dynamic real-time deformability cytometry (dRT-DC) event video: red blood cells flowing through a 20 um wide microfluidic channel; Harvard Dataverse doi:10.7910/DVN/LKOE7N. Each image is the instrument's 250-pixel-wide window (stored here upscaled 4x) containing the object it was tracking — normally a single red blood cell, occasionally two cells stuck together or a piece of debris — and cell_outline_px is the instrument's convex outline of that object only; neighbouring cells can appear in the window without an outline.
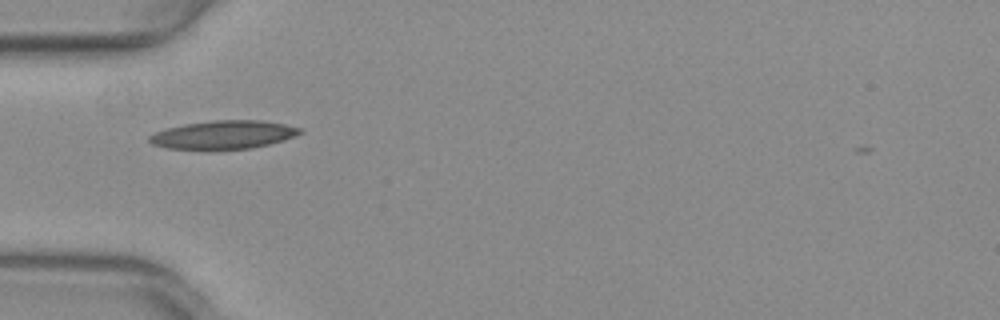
{"species": "common noctule bat (a hibernating species)", "species_latin": "Nyctalus noctula", "temperature_condition": "warm", "stored_images_in_passage": 26, "camera_frame_rate_fps": 3000, "um_per_image_px": 0.085, "animal": {"sex": "female", "body_mass_g": 29.2, "forearm_length_mm": 56.3}, "frame": {"image": 1, "passage_image": 5, "time_ms": 1.333, "image_size_px": [1000, 320], "cell_outline_px": [[304, 132], [284, 140], [252, 148], [168, 148], [152, 144], [148, 140], [148, 136], [156, 132], [168, 128], [184, 124], [212, 120], [260, 120], [284, 124], [304, 128]], "centroid_in_image_um": [19.05, 11.43], "position_along_channel_um": 66.0, "area_um2": 24.51}}
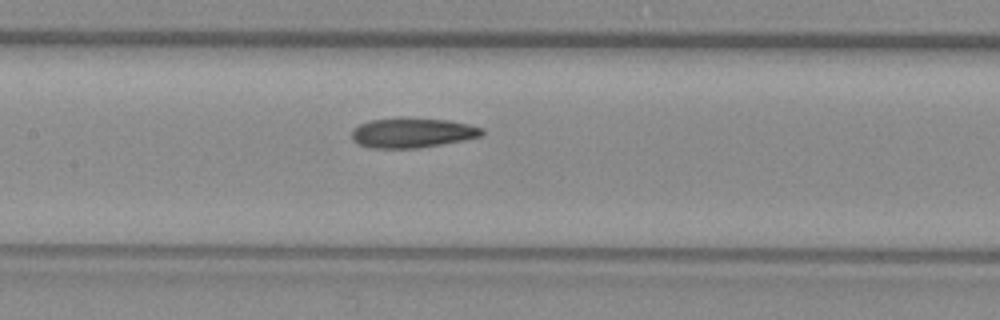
{"frame": {"image": 2, "passage_image": 13, "time_ms": 4.0, "image_size_px": [1000, 320], "cell_outline_px": [[484, 136], [420, 148], [368, 148], [352, 140], [352, 128], [360, 124], [372, 120], [400, 116], [448, 120], [468, 124], [484, 128]], "centroid_in_image_um": [35.05, 11.27], "position_along_channel_um": 172.4, "area_um2": 23.06}}
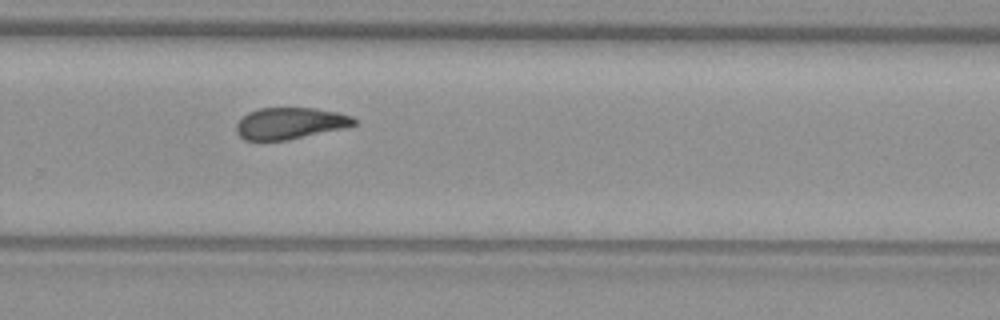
{"frame": {"image": 3, "passage_image": 23, "time_ms": 7.333, "image_size_px": [1000, 320], "cell_outline_px": [[356, 124], [340, 128], [288, 140], [244, 140], [236, 132], [236, 124], [248, 112], [260, 108], [316, 108], [336, 112], [352, 116], [356, 120]], "centroid_in_image_um": [24.62, 10.47], "position_along_channel_um": 305.2, "area_um2": 21.33}}